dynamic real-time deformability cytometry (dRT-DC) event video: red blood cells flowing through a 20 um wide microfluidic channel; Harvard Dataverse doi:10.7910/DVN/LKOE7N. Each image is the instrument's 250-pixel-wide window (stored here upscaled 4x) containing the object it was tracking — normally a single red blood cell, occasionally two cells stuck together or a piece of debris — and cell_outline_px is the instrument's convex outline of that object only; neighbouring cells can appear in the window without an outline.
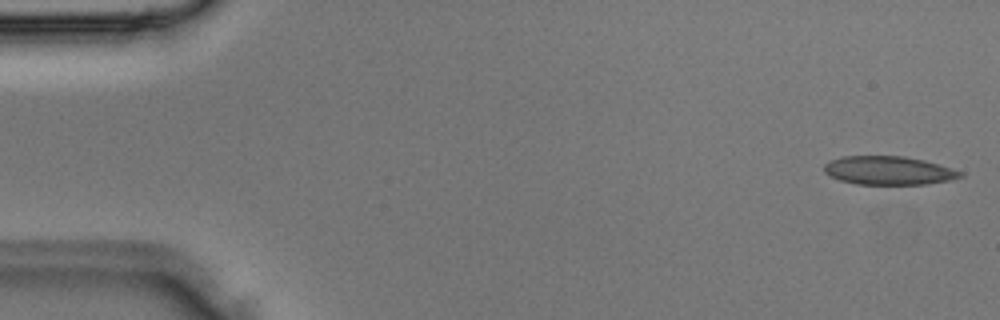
{"species": "Egyptian fruit bat (a non-hibernating species)", "species_latin": "Rousettus aegyptiacus", "temperature_condition": "room temperature", "stored_images_in_passage": 4, "camera_frame_rate_fps": 3000, "um_per_image_px": 0.085, "animal": {"sex": "male"}, "frame": {"image": 1, "passage_image": 1, "time_ms": 0.0, "image_size_px": [1000, 320], "cell_outline_px": [[964, 176], [952, 180], [924, 184], [856, 184], [840, 180], [824, 172], [824, 164], [828, 160], [840, 156], [904, 156], [924, 160], [952, 168], [964, 172]], "centroid_in_image_um": [75.54, 14.48], "position_along_channel_um": 9.5, "area_um2": 22.77}}
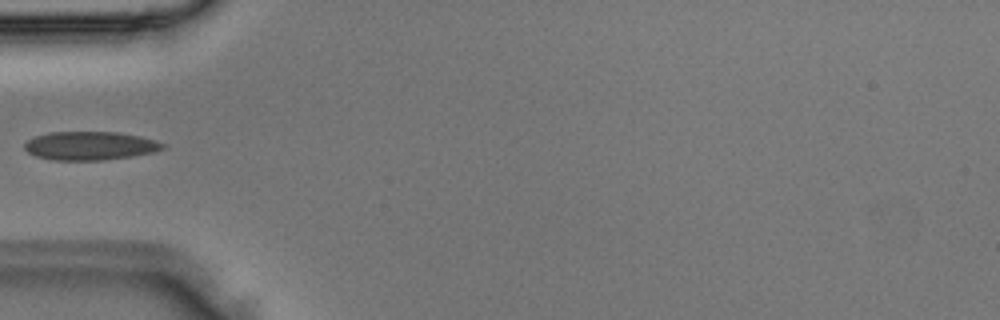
{"frame": {"image": 2, "passage_image": 4, "time_ms": 1.0, "image_size_px": [1000, 320], "cell_outline_px": [[168, 144], [164, 148], [156, 152], [132, 156], [104, 160], [52, 160], [36, 156], [28, 152], [24, 148], [24, 144], [32, 136], [48, 132], [120, 132], [140, 136], [156, 140]], "centroid_in_image_um": [7.68, 12.38], "position_along_channel_um": 77.3, "area_um2": 23.29}}